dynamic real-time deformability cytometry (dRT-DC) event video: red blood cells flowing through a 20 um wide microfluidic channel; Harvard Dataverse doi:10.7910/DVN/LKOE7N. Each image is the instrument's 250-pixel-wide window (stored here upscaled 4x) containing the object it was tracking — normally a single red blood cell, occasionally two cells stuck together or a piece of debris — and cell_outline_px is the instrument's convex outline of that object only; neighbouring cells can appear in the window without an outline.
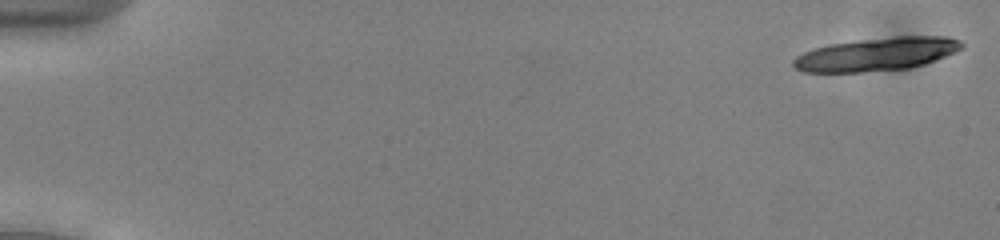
{"species": "common noctule bat (a hibernating species)", "species_latin": "Nyctalus noctula", "temperature_condition": "cold", "stored_images_in_passage": 19, "camera_frame_rate_fps": 3000, "um_per_image_px": 0.085, "animal": {"sex": "male", "body_mass_g": 13.0, "forearm_length_mm": 53.1}, "frame": {"image": 1, "passage_image": 1, "time_ms": 0.0, "image_size_px": [1000, 240], "cell_outline_px": [[964, 48], [924, 64], [908, 68], [860, 72], [804, 72], [796, 68], [792, 64], [792, 60], [796, 56], [804, 52], [828, 44], [860, 40], [896, 36], [948, 36], [960, 40], [964, 44]], "centroid_in_image_um": [74.52, 4.6], "position_along_channel_um": 10.5, "area_um2": 32.43}}